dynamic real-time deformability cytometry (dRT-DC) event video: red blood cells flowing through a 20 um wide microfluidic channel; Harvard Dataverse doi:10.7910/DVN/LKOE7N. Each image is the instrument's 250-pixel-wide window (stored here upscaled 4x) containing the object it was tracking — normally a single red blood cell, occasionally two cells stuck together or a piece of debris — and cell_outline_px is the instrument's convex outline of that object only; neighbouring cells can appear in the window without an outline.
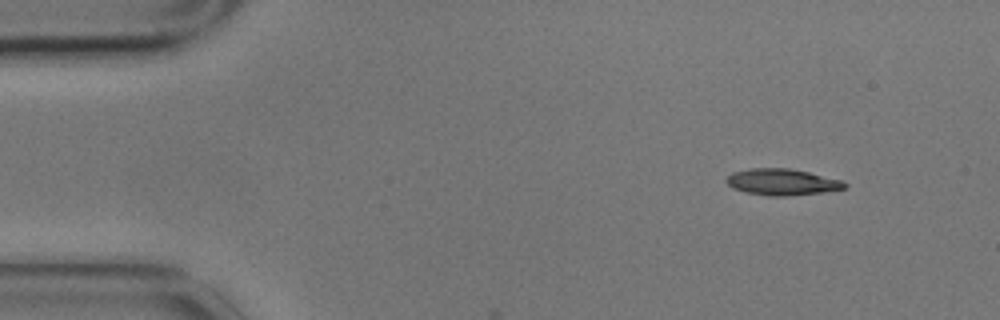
{"species": "common noctule bat (a hibernating species)", "species_latin": "Nyctalus noctula", "temperature_condition": "cold", "stored_images_in_passage": 12, "camera_frame_rate_fps": 3000, "um_per_image_px": 0.085, "animal": {"sex": "male", "body_mass_g": 17.9}, "frame": {"image": 1, "passage_image": 1, "time_ms": 0.0, "image_size_px": [1000, 320], "cell_outline_px": [[848, 188], [820, 192], [784, 196], [768, 196], [748, 192], [732, 188], [724, 180], [732, 172], [748, 168], [788, 168], [808, 172], [844, 180], [848, 184]], "centroid_in_image_um": [66.49, 15.46], "position_along_channel_um": 18.5, "area_um2": 18.21}}
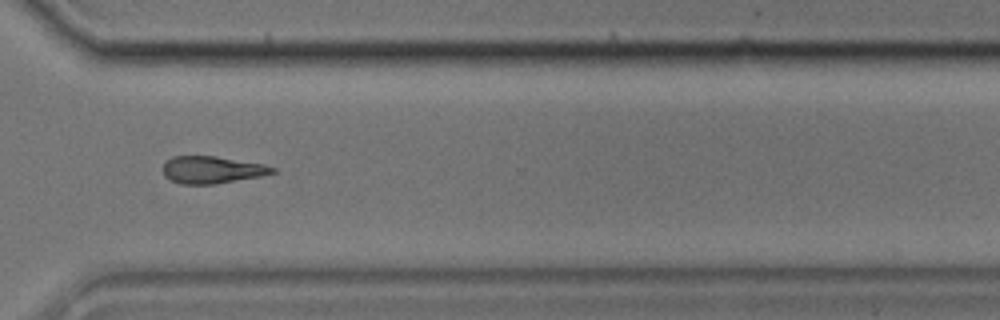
{"frame": {"image": 2, "passage_image": 9, "time_ms": 2.667, "image_size_px": [1000, 320], "cell_outline_px": [[276, 172], [260, 176], [216, 184], [180, 184], [164, 176], [160, 168], [172, 156], [216, 156], [264, 164], [276, 168]], "centroid_in_image_um": [17.99, 14.43], "position_along_channel_um": 352.6, "area_um2": 17.46}}
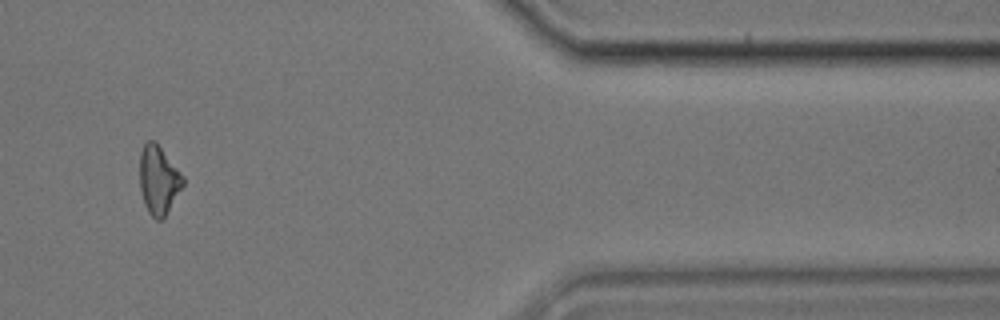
{"frame": {"image": 3, "passage_image": 11, "time_ms": 3.333, "image_size_px": [1000, 320], "cell_outline_px": [[184, 184], [164, 216], [160, 220], [156, 220], [148, 212], [144, 204], [140, 188], [140, 152], [144, 144], [148, 140], [156, 140], [184, 176]], "centroid_in_image_um": [13.47, 15.25], "position_along_channel_um": 397.9, "area_um2": 17.28}}